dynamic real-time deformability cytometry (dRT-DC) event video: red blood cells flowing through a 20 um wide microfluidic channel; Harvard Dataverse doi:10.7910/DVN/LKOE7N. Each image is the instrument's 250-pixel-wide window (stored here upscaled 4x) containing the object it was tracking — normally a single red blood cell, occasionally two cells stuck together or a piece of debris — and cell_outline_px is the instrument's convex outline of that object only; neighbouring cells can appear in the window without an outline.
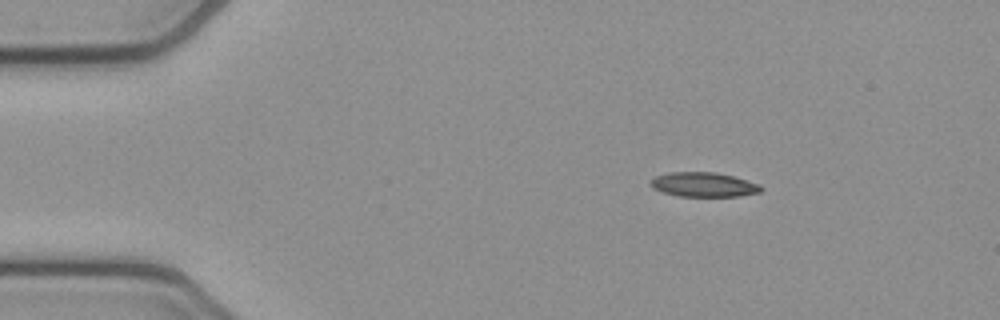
{"species": "common noctule bat (a hibernating species)", "species_latin": "Nyctalus noctula", "temperature_condition": "cold", "stored_images_in_passage": 46, "camera_frame_rate_fps": 3000, "um_per_image_px": 0.085, "animal": {"sex": "female", "body_mass_g": 21.9}, "frame": {"image": 1, "passage_image": 1, "time_ms": 0.0, "image_size_px": [1000, 320], "cell_outline_px": [[764, 188], [760, 192], [740, 196], [680, 196], [664, 192], [652, 188], [648, 184], [656, 176], [668, 172], [716, 172], [732, 176], [760, 184]], "centroid_in_image_um": [59.81, 15.69], "position_along_channel_um": 25.2, "area_um2": 15.72}}
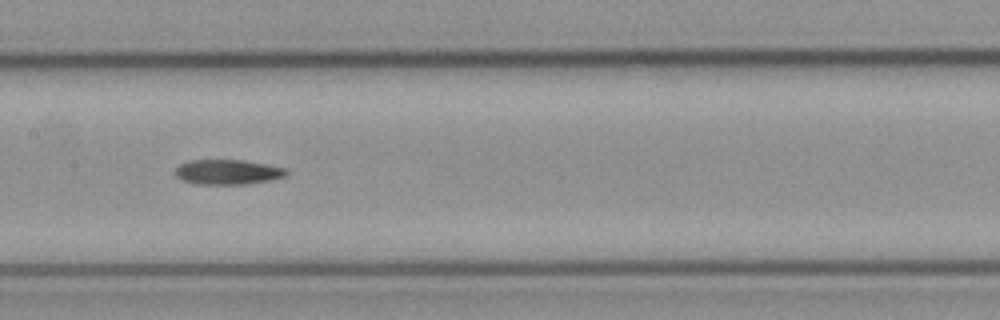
{"frame": {"image": 2, "passage_image": 19, "time_ms": 6.0, "image_size_px": [1000, 320], "cell_outline_px": [[288, 176], [272, 180], [244, 184], [196, 184], [180, 180], [176, 176], [176, 168], [180, 164], [188, 160], [240, 160], [288, 168]], "centroid_in_image_um": [19.37, 14.63], "position_along_channel_um": 188.0, "area_um2": 16.24}}
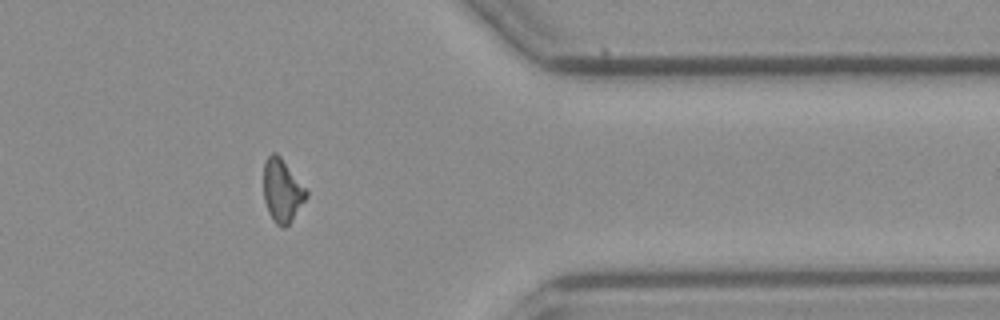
{"frame": {"image": 3, "passage_image": 36, "time_ms": 11.667, "image_size_px": [1000, 320], "cell_outline_px": [[308, 196], [288, 224], [284, 228], [280, 228], [272, 220], [268, 212], [264, 200], [264, 164], [268, 156], [272, 152], [276, 152], [280, 156], [308, 192]], "centroid_in_image_um": [23.96, 16.22], "position_along_channel_um": 387.4, "area_um2": 15.49}}